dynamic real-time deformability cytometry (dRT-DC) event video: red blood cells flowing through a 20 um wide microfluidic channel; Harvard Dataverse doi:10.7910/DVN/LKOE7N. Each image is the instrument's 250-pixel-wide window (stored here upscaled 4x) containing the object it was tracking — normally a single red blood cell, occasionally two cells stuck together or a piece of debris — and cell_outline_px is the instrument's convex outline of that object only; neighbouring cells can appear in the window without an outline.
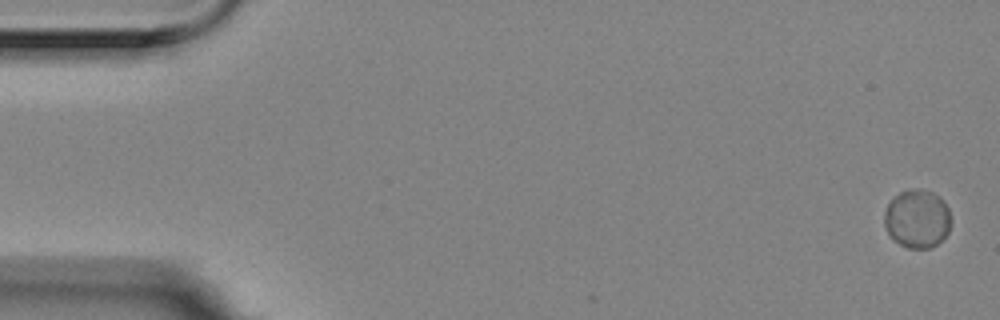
{"species": "Egyptian fruit bat (a non-hibernating species)", "species_latin": "Rousettus aegyptiacus", "temperature_condition": "room temperature", "stored_images_in_passage": 6, "camera_frame_rate_fps": 3000, "um_per_image_px": 0.085, "animal": {"sex": "female"}, "frame": {"image": 1, "passage_image": 1, "time_ms": 0.0, "image_size_px": [1000, 320], "cell_outline_px": [[952, 220], [948, 232], [936, 244], [928, 248], [908, 248], [900, 244], [888, 232], [884, 224], [884, 212], [888, 204], [900, 192], [912, 188], [920, 188], [932, 192], [948, 208]], "centroid_in_image_um": [77.96, 18.59], "position_along_channel_um": 7.0, "area_um2": 22.37}}